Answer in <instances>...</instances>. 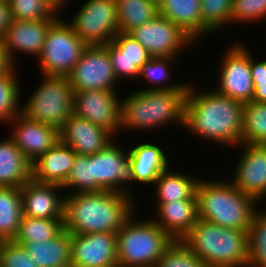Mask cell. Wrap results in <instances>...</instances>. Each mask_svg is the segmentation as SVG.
I'll use <instances>...</instances> for the list:
<instances>
[{
	"label": "cell",
	"mask_w": 266,
	"mask_h": 267,
	"mask_svg": "<svg viewBox=\"0 0 266 267\" xmlns=\"http://www.w3.org/2000/svg\"><path fill=\"white\" fill-rule=\"evenodd\" d=\"M68 22L88 46L105 45L118 30L116 0H87Z\"/></svg>",
	"instance_id": "9"
},
{
	"label": "cell",
	"mask_w": 266,
	"mask_h": 267,
	"mask_svg": "<svg viewBox=\"0 0 266 267\" xmlns=\"http://www.w3.org/2000/svg\"><path fill=\"white\" fill-rule=\"evenodd\" d=\"M0 267H38L21 244L0 241Z\"/></svg>",
	"instance_id": "41"
},
{
	"label": "cell",
	"mask_w": 266,
	"mask_h": 267,
	"mask_svg": "<svg viewBox=\"0 0 266 267\" xmlns=\"http://www.w3.org/2000/svg\"><path fill=\"white\" fill-rule=\"evenodd\" d=\"M118 264L116 233L71 234V265L113 267Z\"/></svg>",
	"instance_id": "16"
},
{
	"label": "cell",
	"mask_w": 266,
	"mask_h": 267,
	"mask_svg": "<svg viewBox=\"0 0 266 267\" xmlns=\"http://www.w3.org/2000/svg\"><path fill=\"white\" fill-rule=\"evenodd\" d=\"M64 219H41L22 216L13 241L16 243L45 242L64 230Z\"/></svg>",
	"instance_id": "31"
},
{
	"label": "cell",
	"mask_w": 266,
	"mask_h": 267,
	"mask_svg": "<svg viewBox=\"0 0 266 267\" xmlns=\"http://www.w3.org/2000/svg\"><path fill=\"white\" fill-rule=\"evenodd\" d=\"M266 18V0H233L231 22L255 23Z\"/></svg>",
	"instance_id": "40"
},
{
	"label": "cell",
	"mask_w": 266,
	"mask_h": 267,
	"mask_svg": "<svg viewBox=\"0 0 266 267\" xmlns=\"http://www.w3.org/2000/svg\"><path fill=\"white\" fill-rule=\"evenodd\" d=\"M156 267H206L181 241L174 242L165 250Z\"/></svg>",
	"instance_id": "39"
},
{
	"label": "cell",
	"mask_w": 266,
	"mask_h": 267,
	"mask_svg": "<svg viewBox=\"0 0 266 267\" xmlns=\"http://www.w3.org/2000/svg\"><path fill=\"white\" fill-rule=\"evenodd\" d=\"M117 94L116 90L74 92L73 114L107 129L117 136L120 133L121 114V99Z\"/></svg>",
	"instance_id": "14"
},
{
	"label": "cell",
	"mask_w": 266,
	"mask_h": 267,
	"mask_svg": "<svg viewBox=\"0 0 266 267\" xmlns=\"http://www.w3.org/2000/svg\"><path fill=\"white\" fill-rule=\"evenodd\" d=\"M10 123L14 129L9 137L31 163L60 141L59 130L32 120L22 112Z\"/></svg>",
	"instance_id": "17"
},
{
	"label": "cell",
	"mask_w": 266,
	"mask_h": 267,
	"mask_svg": "<svg viewBox=\"0 0 266 267\" xmlns=\"http://www.w3.org/2000/svg\"><path fill=\"white\" fill-rule=\"evenodd\" d=\"M240 145L241 154L237 159L233 177L229 181L259 203L263 202L266 197V145L246 143Z\"/></svg>",
	"instance_id": "15"
},
{
	"label": "cell",
	"mask_w": 266,
	"mask_h": 267,
	"mask_svg": "<svg viewBox=\"0 0 266 267\" xmlns=\"http://www.w3.org/2000/svg\"><path fill=\"white\" fill-rule=\"evenodd\" d=\"M153 221L174 240L180 241L197 223V200L156 202ZM157 219V220H156Z\"/></svg>",
	"instance_id": "22"
},
{
	"label": "cell",
	"mask_w": 266,
	"mask_h": 267,
	"mask_svg": "<svg viewBox=\"0 0 266 267\" xmlns=\"http://www.w3.org/2000/svg\"><path fill=\"white\" fill-rule=\"evenodd\" d=\"M60 141L74 152L92 155L115 140L107 129L72 114L59 131Z\"/></svg>",
	"instance_id": "19"
},
{
	"label": "cell",
	"mask_w": 266,
	"mask_h": 267,
	"mask_svg": "<svg viewBox=\"0 0 266 267\" xmlns=\"http://www.w3.org/2000/svg\"><path fill=\"white\" fill-rule=\"evenodd\" d=\"M232 3L233 0H200L203 37L231 23Z\"/></svg>",
	"instance_id": "37"
},
{
	"label": "cell",
	"mask_w": 266,
	"mask_h": 267,
	"mask_svg": "<svg viewBox=\"0 0 266 267\" xmlns=\"http://www.w3.org/2000/svg\"><path fill=\"white\" fill-rule=\"evenodd\" d=\"M114 140L99 152L91 155L92 178L104 189L131 196L126 189L135 182L128 152ZM130 182V183H128ZM128 183V184H127Z\"/></svg>",
	"instance_id": "13"
},
{
	"label": "cell",
	"mask_w": 266,
	"mask_h": 267,
	"mask_svg": "<svg viewBox=\"0 0 266 267\" xmlns=\"http://www.w3.org/2000/svg\"><path fill=\"white\" fill-rule=\"evenodd\" d=\"M174 60L176 62L178 59L173 57H152L148 61L144 62L139 68L138 79L140 77H144L143 79L148 80V83L150 85L152 84L153 86H147L146 89L141 88V91L182 90L187 85L186 82H181V84L174 83L173 85L170 83L168 84V81L170 82L171 78L170 71H172L170 70V65H172V63H175Z\"/></svg>",
	"instance_id": "32"
},
{
	"label": "cell",
	"mask_w": 266,
	"mask_h": 267,
	"mask_svg": "<svg viewBox=\"0 0 266 267\" xmlns=\"http://www.w3.org/2000/svg\"><path fill=\"white\" fill-rule=\"evenodd\" d=\"M200 178L188 176L183 172L171 171L170 166L163 171L153 184L157 200L155 202H173L176 200H197L196 186Z\"/></svg>",
	"instance_id": "28"
},
{
	"label": "cell",
	"mask_w": 266,
	"mask_h": 267,
	"mask_svg": "<svg viewBox=\"0 0 266 267\" xmlns=\"http://www.w3.org/2000/svg\"><path fill=\"white\" fill-rule=\"evenodd\" d=\"M134 212L116 232L118 265L156 267L174 239L158 226L152 217L137 221ZM136 218V220H135Z\"/></svg>",
	"instance_id": "6"
},
{
	"label": "cell",
	"mask_w": 266,
	"mask_h": 267,
	"mask_svg": "<svg viewBox=\"0 0 266 267\" xmlns=\"http://www.w3.org/2000/svg\"><path fill=\"white\" fill-rule=\"evenodd\" d=\"M113 267H124V266H121V265H118V264H117V265H115V266H113Z\"/></svg>",
	"instance_id": "46"
},
{
	"label": "cell",
	"mask_w": 266,
	"mask_h": 267,
	"mask_svg": "<svg viewBox=\"0 0 266 267\" xmlns=\"http://www.w3.org/2000/svg\"><path fill=\"white\" fill-rule=\"evenodd\" d=\"M133 197L110 190L65 194L64 229L71 234L116 233L136 211Z\"/></svg>",
	"instance_id": "2"
},
{
	"label": "cell",
	"mask_w": 266,
	"mask_h": 267,
	"mask_svg": "<svg viewBox=\"0 0 266 267\" xmlns=\"http://www.w3.org/2000/svg\"><path fill=\"white\" fill-rule=\"evenodd\" d=\"M16 75L14 69L11 73L0 76V124L9 123L21 112V88Z\"/></svg>",
	"instance_id": "36"
},
{
	"label": "cell",
	"mask_w": 266,
	"mask_h": 267,
	"mask_svg": "<svg viewBox=\"0 0 266 267\" xmlns=\"http://www.w3.org/2000/svg\"><path fill=\"white\" fill-rule=\"evenodd\" d=\"M12 20L53 19L54 15L43 0H8Z\"/></svg>",
	"instance_id": "38"
},
{
	"label": "cell",
	"mask_w": 266,
	"mask_h": 267,
	"mask_svg": "<svg viewBox=\"0 0 266 267\" xmlns=\"http://www.w3.org/2000/svg\"><path fill=\"white\" fill-rule=\"evenodd\" d=\"M109 53L114 74L118 81L138 79L139 68L148 61L150 54L131 34L118 32L104 45Z\"/></svg>",
	"instance_id": "21"
},
{
	"label": "cell",
	"mask_w": 266,
	"mask_h": 267,
	"mask_svg": "<svg viewBox=\"0 0 266 267\" xmlns=\"http://www.w3.org/2000/svg\"><path fill=\"white\" fill-rule=\"evenodd\" d=\"M45 5L50 9L54 15H58L63 9V5L68 3L67 0H43ZM60 11V12H59Z\"/></svg>",
	"instance_id": "45"
},
{
	"label": "cell",
	"mask_w": 266,
	"mask_h": 267,
	"mask_svg": "<svg viewBox=\"0 0 266 267\" xmlns=\"http://www.w3.org/2000/svg\"><path fill=\"white\" fill-rule=\"evenodd\" d=\"M67 78L74 92L115 90L119 82L104 45L87 46Z\"/></svg>",
	"instance_id": "12"
},
{
	"label": "cell",
	"mask_w": 266,
	"mask_h": 267,
	"mask_svg": "<svg viewBox=\"0 0 266 267\" xmlns=\"http://www.w3.org/2000/svg\"><path fill=\"white\" fill-rule=\"evenodd\" d=\"M12 22L8 1H0V40H2Z\"/></svg>",
	"instance_id": "43"
},
{
	"label": "cell",
	"mask_w": 266,
	"mask_h": 267,
	"mask_svg": "<svg viewBox=\"0 0 266 267\" xmlns=\"http://www.w3.org/2000/svg\"><path fill=\"white\" fill-rule=\"evenodd\" d=\"M221 59L219 81L214 89L242 103L253 100L254 86L250 70V50L243 43H234Z\"/></svg>",
	"instance_id": "10"
},
{
	"label": "cell",
	"mask_w": 266,
	"mask_h": 267,
	"mask_svg": "<svg viewBox=\"0 0 266 267\" xmlns=\"http://www.w3.org/2000/svg\"><path fill=\"white\" fill-rule=\"evenodd\" d=\"M129 34L145 47L151 57L178 58L181 51H184L183 48L199 44L179 25L159 14Z\"/></svg>",
	"instance_id": "11"
},
{
	"label": "cell",
	"mask_w": 266,
	"mask_h": 267,
	"mask_svg": "<svg viewBox=\"0 0 266 267\" xmlns=\"http://www.w3.org/2000/svg\"><path fill=\"white\" fill-rule=\"evenodd\" d=\"M40 86L28 101L21 106V112L28 118L61 130L73 114L74 91L67 76L42 75Z\"/></svg>",
	"instance_id": "7"
},
{
	"label": "cell",
	"mask_w": 266,
	"mask_h": 267,
	"mask_svg": "<svg viewBox=\"0 0 266 267\" xmlns=\"http://www.w3.org/2000/svg\"><path fill=\"white\" fill-rule=\"evenodd\" d=\"M206 267H247L248 233L199 219L180 240Z\"/></svg>",
	"instance_id": "5"
},
{
	"label": "cell",
	"mask_w": 266,
	"mask_h": 267,
	"mask_svg": "<svg viewBox=\"0 0 266 267\" xmlns=\"http://www.w3.org/2000/svg\"><path fill=\"white\" fill-rule=\"evenodd\" d=\"M158 14L179 25L195 42L202 41L200 0H158Z\"/></svg>",
	"instance_id": "25"
},
{
	"label": "cell",
	"mask_w": 266,
	"mask_h": 267,
	"mask_svg": "<svg viewBox=\"0 0 266 267\" xmlns=\"http://www.w3.org/2000/svg\"><path fill=\"white\" fill-rule=\"evenodd\" d=\"M59 17L56 15L53 19L30 21L12 20L2 41L5 50L15 65H17V60H15L17 57L15 56L16 51H20V53L22 52L26 55H36L38 58L50 26Z\"/></svg>",
	"instance_id": "20"
},
{
	"label": "cell",
	"mask_w": 266,
	"mask_h": 267,
	"mask_svg": "<svg viewBox=\"0 0 266 267\" xmlns=\"http://www.w3.org/2000/svg\"><path fill=\"white\" fill-rule=\"evenodd\" d=\"M242 143L266 145V103H244Z\"/></svg>",
	"instance_id": "33"
},
{
	"label": "cell",
	"mask_w": 266,
	"mask_h": 267,
	"mask_svg": "<svg viewBox=\"0 0 266 267\" xmlns=\"http://www.w3.org/2000/svg\"><path fill=\"white\" fill-rule=\"evenodd\" d=\"M189 83L182 90H137L121 100L120 131H150L167 124L184 128Z\"/></svg>",
	"instance_id": "3"
},
{
	"label": "cell",
	"mask_w": 266,
	"mask_h": 267,
	"mask_svg": "<svg viewBox=\"0 0 266 267\" xmlns=\"http://www.w3.org/2000/svg\"><path fill=\"white\" fill-rule=\"evenodd\" d=\"M32 179V163L8 136L0 141V187L21 188Z\"/></svg>",
	"instance_id": "26"
},
{
	"label": "cell",
	"mask_w": 266,
	"mask_h": 267,
	"mask_svg": "<svg viewBox=\"0 0 266 267\" xmlns=\"http://www.w3.org/2000/svg\"><path fill=\"white\" fill-rule=\"evenodd\" d=\"M133 147V148H132ZM129 149L135 182L153 185L170 164L164 148L158 144L142 142Z\"/></svg>",
	"instance_id": "24"
},
{
	"label": "cell",
	"mask_w": 266,
	"mask_h": 267,
	"mask_svg": "<svg viewBox=\"0 0 266 267\" xmlns=\"http://www.w3.org/2000/svg\"><path fill=\"white\" fill-rule=\"evenodd\" d=\"M76 154L59 141L32 163V179L62 186L71 171Z\"/></svg>",
	"instance_id": "23"
},
{
	"label": "cell",
	"mask_w": 266,
	"mask_h": 267,
	"mask_svg": "<svg viewBox=\"0 0 266 267\" xmlns=\"http://www.w3.org/2000/svg\"><path fill=\"white\" fill-rule=\"evenodd\" d=\"M60 185L28 180L21 187L22 213L25 217L64 219V200Z\"/></svg>",
	"instance_id": "18"
},
{
	"label": "cell",
	"mask_w": 266,
	"mask_h": 267,
	"mask_svg": "<svg viewBox=\"0 0 266 267\" xmlns=\"http://www.w3.org/2000/svg\"><path fill=\"white\" fill-rule=\"evenodd\" d=\"M30 254L38 267H66L71 265V233L63 230L52 240L18 243Z\"/></svg>",
	"instance_id": "27"
},
{
	"label": "cell",
	"mask_w": 266,
	"mask_h": 267,
	"mask_svg": "<svg viewBox=\"0 0 266 267\" xmlns=\"http://www.w3.org/2000/svg\"><path fill=\"white\" fill-rule=\"evenodd\" d=\"M16 65L12 62L9 57L8 52L4 48V43L0 40V76L6 75L11 73L15 68Z\"/></svg>",
	"instance_id": "44"
},
{
	"label": "cell",
	"mask_w": 266,
	"mask_h": 267,
	"mask_svg": "<svg viewBox=\"0 0 266 267\" xmlns=\"http://www.w3.org/2000/svg\"><path fill=\"white\" fill-rule=\"evenodd\" d=\"M198 218L228 229L249 232L259 202L229 180H203L196 186Z\"/></svg>",
	"instance_id": "4"
},
{
	"label": "cell",
	"mask_w": 266,
	"mask_h": 267,
	"mask_svg": "<svg viewBox=\"0 0 266 267\" xmlns=\"http://www.w3.org/2000/svg\"><path fill=\"white\" fill-rule=\"evenodd\" d=\"M250 52V70L254 86L253 102L266 103V58L256 61Z\"/></svg>",
	"instance_id": "42"
},
{
	"label": "cell",
	"mask_w": 266,
	"mask_h": 267,
	"mask_svg": "<svg viewBox=\"0 0 266 267\" xmlns=\"http://www.w3.org/2000/svg\"><path fill=\"white\" fill-rule=\"evenodd\" d=\"M266 267V211L257 210L248 232V266Z\"/></svg>",
	"instance_id": "35"
},
{
	"label": "cell",
	"mask_w": 266,
	"mask_h": 267,
	"mask_svg": "<svg viewBox=\"0 0 266 267\" xmlns=\"http://www.w3.org/2000/svg\"><path fill=\"white\" fill-rule=\"evenodd\" d=\"M60 18L50 26L38 56L41 75L67 76L88 46L75 34L68 21Z\"/></svg>",
	"instance_id": "8"
},
{
	"label": "cell",
	"mask_w": 266,
	"mask_h": 267,
	"mask_svg": "<svg viewBox=\"0 0 266 267\" xmlns=\"http://www.w3.org/2000/svg\"><path fill=\"white\" fill-rule=\"evenodd\" d=\"M61 187L64 190L73 188L70 194L104 191L92 178L91 155L76 154L71 171Z\"/></svg>",
	"instance_id": "34"
},
{
	"label": "cell",
	"mask_w": 266,
	"mask_h": 267,
	"mask_svg": "<svg viewBox=\"0 0 266 267\" xmlns=\"http://www.w3.org/2000/svg\"><path fill=\"white\" fill-rule=\"evenodd\" d=\"M22 216L21 188L0 187V241L14 239Z\"/></svg>",
	"instance_id": "30"
},
{
	"label": "cell",
	"mask_w": 266,
	"mask_h": 267,
	"mask_svg": "<svg viewBox=\"0 0 266 267\" xmlns=\"http://www.w3.org/2000/svg\"><path fill=\"white\" fill-rule=\"evenodd\" d=\"M194 87L191 83L187 90L184 128L206 141L238 148L242 144L244 103L215 89L196 91Z\"/></svg>",
	"instance_id": "1"
},
{
	"label": "cell",
	"mask_w": 266,
	"mask_h": 267,
	"mask_svg": "<svg viewBox=\"0 0 266 267\" xmlns=\"http://www.w3.org/2000/svg\"><path fill=\"white\" fill-rule=\"evenodd\" d=\"M118 30L130 33L158 15V0H116Z\"/></svg>",
	"instance_id": "29"
}]
</instances>
